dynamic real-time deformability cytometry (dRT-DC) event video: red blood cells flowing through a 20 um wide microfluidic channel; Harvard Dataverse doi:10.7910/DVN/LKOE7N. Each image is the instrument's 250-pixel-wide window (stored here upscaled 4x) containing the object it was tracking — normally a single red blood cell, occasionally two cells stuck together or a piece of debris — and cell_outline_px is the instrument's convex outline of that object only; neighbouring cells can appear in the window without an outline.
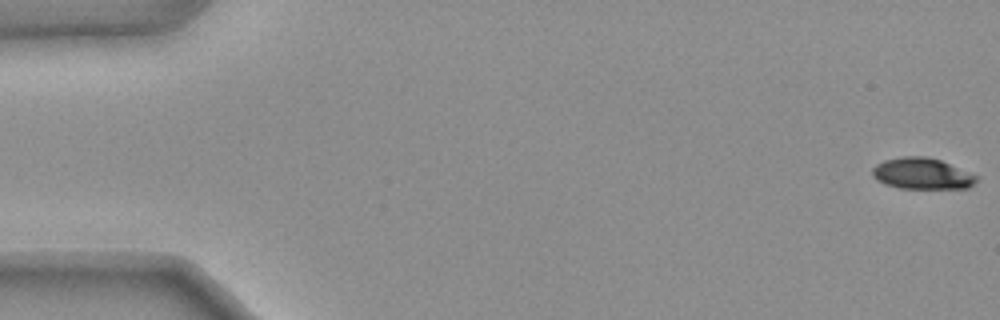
{"species": "common noctule bat (a hibernating species)", "species_latin": "Nyctalus noctula", "temperature_condition": "warm", "stored_images_in_passage": 13, "camera_frame_rate_fps": 3000, "um_per_image_px": 0.085, "animal": {"sex": "female", "body_mass_g": 25.1}, "frame": {"image": 1, "passage_image": 1, "time_ms": 0.0, "image_size_px": [1000, 320], "cell_outline_px": [[976, 180], [968, 188], [900, 188], [884, 184], [876, 180], [872, 176], [872, 168], [876, 164], [884, 160], [904, 156], [924, 156], [940, 160], [976, 176]], "centroid_in_image_um": [78.29, 14.75], "position_along_channel_um": 6.7, "area_um2": 18.67}}